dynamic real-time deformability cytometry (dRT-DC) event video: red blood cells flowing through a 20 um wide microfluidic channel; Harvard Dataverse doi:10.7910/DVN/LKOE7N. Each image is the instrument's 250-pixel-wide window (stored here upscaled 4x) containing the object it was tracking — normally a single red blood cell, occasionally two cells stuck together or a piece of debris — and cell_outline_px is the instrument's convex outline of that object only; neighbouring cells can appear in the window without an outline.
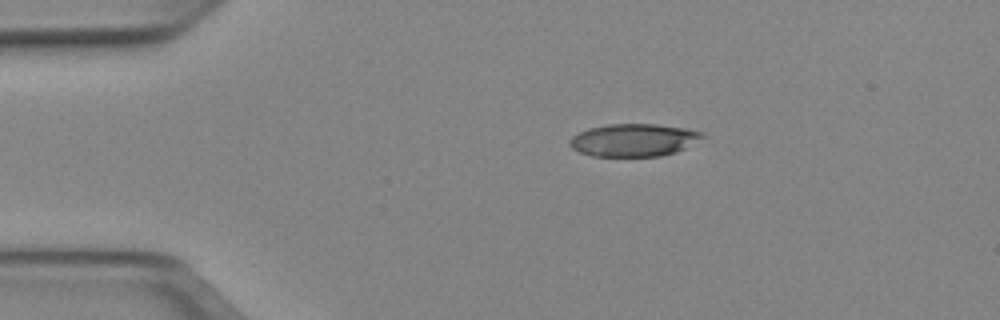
{"species": "Egyptian fruit bat (a non-hibernating species)", "species_latin": "Rousettus aegyptiacus", "temperature_condition": "cold", "stored_images_in_passage": 3, "camera_frame_rate_fps": 3000, "um_per_image_px": 0.085, "animal": {"sex": "female"}, "frame": {"image": 1, "passage_image": 1, "time_ms": 0.0, "image_size_px": [1000, 320], "cell_outline_px": [[704, 136], [684, 148], [676, 152], [660, 156], [592, 156], [580, 152], [572, 148], [568, 144], [568, 140], [572, 136], [588, 128], [608, 124], [656, 124], [684, 128], [704, 132]], "centroid_in_image_um": [53.82, 11.9], "position_along_channel_um": 31.2, "area_um2": 25.14}}
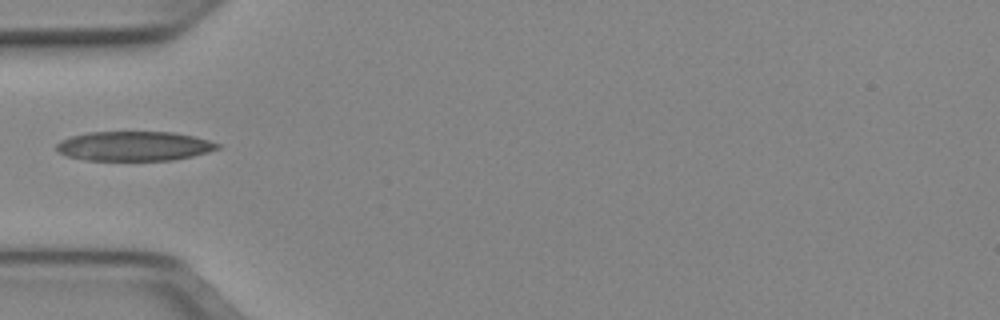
{"frame": {"image": 2, "passage_image": 3, "time_ms": 0.667, "image_size_px": [1000, 320], "cell_outline_px": [[220, 148], [208, 152], [192, 156], [172, 160], [88, 160], [68, 156], [60, 152], [56, 148], [56, 144], [60, 140], [72, 136], [88, 132], [172, 132], [192, 136], [208, 140], [220, 144]], "centroid_in_image_um": [11.41, 12.41], "position_along_channel_um": 73.6, "area_um2": 27.51}}